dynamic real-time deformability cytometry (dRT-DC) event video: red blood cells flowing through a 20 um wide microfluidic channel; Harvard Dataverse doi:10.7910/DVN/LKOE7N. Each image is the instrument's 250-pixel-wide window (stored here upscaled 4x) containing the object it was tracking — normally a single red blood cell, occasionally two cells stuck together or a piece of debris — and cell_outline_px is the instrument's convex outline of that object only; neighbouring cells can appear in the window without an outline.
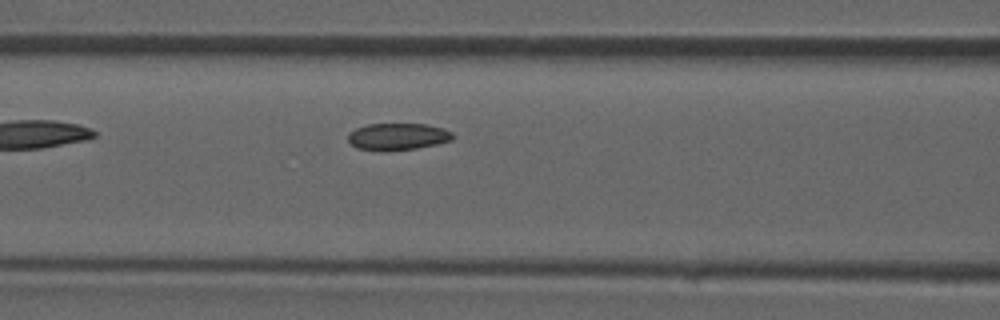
{"species": "common noctule bat (a hibernating species)", "species_latin": "Nyctalus noctula", "temperature_condition": "room temperature", "stored_images_in_passage": 33, "camera_frame_rate_fps": 3000, "um_per_image_px": 0.085, "animal": {"sex": "male", "forearm_length_mm": 52.5}, "frame": {"image": 1, "passage_image": 6, "time_ms": 1.667, "image_size_px": [1000, 320], "cell_outline_px": [[452, 140], [436, 144], [416, 148], [388, 152], [356, 148], [348, 140], [348, 132], [356, 128], [368, 124], [428, 124], [444, 128], [452, 132]], "centroid_in_image_um": [33.79, 11.61], "position_along_channel_um": 132.8, "area_um2": 16.59}}
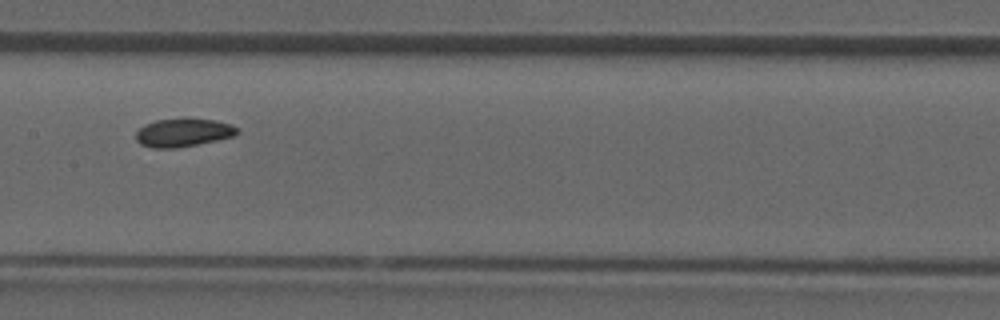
{"frame": {"image": 2, "passage_image": 10, "time_ms": 3.0, "image_size_px": [1000, 320], "cell_outline_px": [[240, 132], [232, 136], [216, 140], [176, 148], [152, 148], [140, 144], [136, 140], [136, 132], [144, 124], [156, 120], [184, 116], [216, 120], [232, 124], [240, 128]], "centroid_in_image_um": [15.58, 11.23], "position_along_channel_um": 191.8, "area_um2": 17.22}}